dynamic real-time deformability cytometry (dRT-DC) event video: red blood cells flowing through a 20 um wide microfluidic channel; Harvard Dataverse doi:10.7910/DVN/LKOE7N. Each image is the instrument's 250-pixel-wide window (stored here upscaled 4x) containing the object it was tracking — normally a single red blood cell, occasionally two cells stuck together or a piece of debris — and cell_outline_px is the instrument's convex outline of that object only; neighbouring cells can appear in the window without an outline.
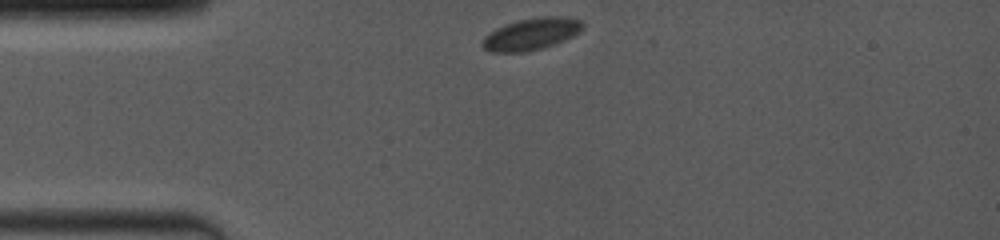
{"species": "common noctule bat (a hibernating species)", "species_latin": "Nyctalus noctula", "temperature_condition": "room temperature", "stored_images_in_passage": 47, "camera_frame_rate_fps": 4000, "um_per_image_px": 0.085, "animal": {"sex": "female", "body_mass_g": 19.0, "forearm_length_mm": 53.3}, "frame": {"image": 1, "passage_image": 1, "time_ms": 0.0, "image_size_px": [1000, 240], "cell_outline_px": [[584, 24], [580, 32], [564, 40], [540, 48], [524, 52], [492, 52], [484, 48], [480, 44], [484, 36], [488, 32], [504, 24], [516, 20], [540, 16], [568, 16], [580, 20]], "centroid_in_image_um": [45.13, 2.87], "position_along_channel_um": 39.9, "area_um2": 18.79}}
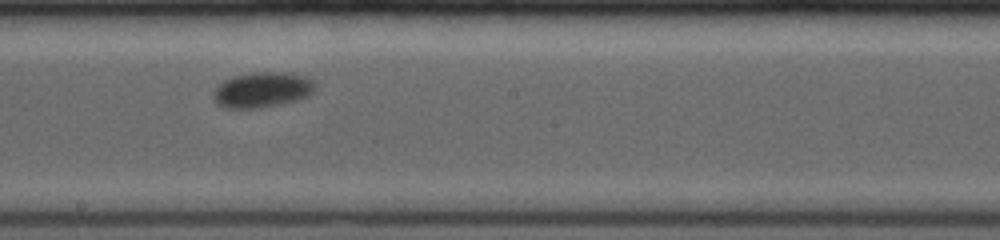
{"frame": {"image": 2, "passage_image": 31, "time_ms": 5.75, "image_size_px": [1000, 240], "cell_outline_px": [[316, 88], [308, 96], [296, 100], [260, 108], [224, 108], [216, 104], [212, 92], [224, 80], [236, 76], [252, 72], [280, 72], [304, 76], [312, 80], [316, 84]], "centroid_in_image_um": [22.28, 7.64], "position_along_channel_um": 225.9, "area_um2": 20.87}}
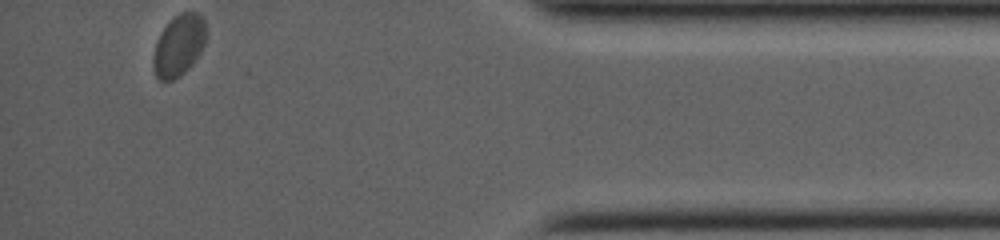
{"frame": {"image": 3, "passage_image": 47, "time_ms": 11.75, "image_size_px": [1000, 240], "cell_outline_px": [[204, 44], [200, 52], [188, 68], [180, 76], [172, 80], [160, 80], [156, 76], [152, 68], [152, 56], [156, 40], [160, 32], [168, 20], [172, 16], [180, 12], [200, 12], [204, 20]], "centroid_in_image_um": [15.14, 3.83], "position_along_channel_um": 420.1, "area_um2": 19.07}, "authors_computed_cell_mechanics": {"area_um2": 19.5364, "velocity_mm_per_s": 3.7529, "shape_relaxation_time_tau1_ms": 4.2599, "shape_relaxation_time_tau2_ms": null, "deformation_change_tau1": 0.0852, "deformation_change_tau2": null}}